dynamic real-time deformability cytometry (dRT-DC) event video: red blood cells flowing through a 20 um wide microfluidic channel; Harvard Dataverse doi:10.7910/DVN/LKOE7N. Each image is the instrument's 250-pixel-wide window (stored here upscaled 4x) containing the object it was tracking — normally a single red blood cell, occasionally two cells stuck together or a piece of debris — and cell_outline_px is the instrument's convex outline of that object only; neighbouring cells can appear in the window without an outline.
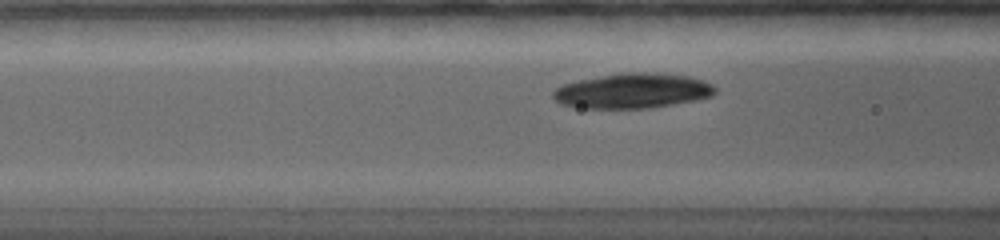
{"species": "common noctule bat (a hibernating species)", "species_latin": "Nyctalus noctula", "temperature_condition": "warm", "stored_images_in_passage": 53, "camera_frame_rate_fps": 5000, "um_per_image_px": 0.085, "animal": {"sex": "female", "body_mass_g": 19.0, "forearm_length_mm": 56.7}, "frame": {"image": 1, "passage_image": 18, "time_ms": 3.4, "image_size_px": [1000, 240], "cell_outline_px": [[712, 92], [708, 96], [668, 104], [640, 108], [588, 108], [568, 104], [556, 100], [556, 88], [564, 84], [580, 80], [628, 72], [652, 72], [688, 76], [700, 80], [708, 84], [712, 88]], "centroid_in_image_um": [53.73, 7.7], "position_along_channel_um": 112.9, "area_um2": 31.27}}
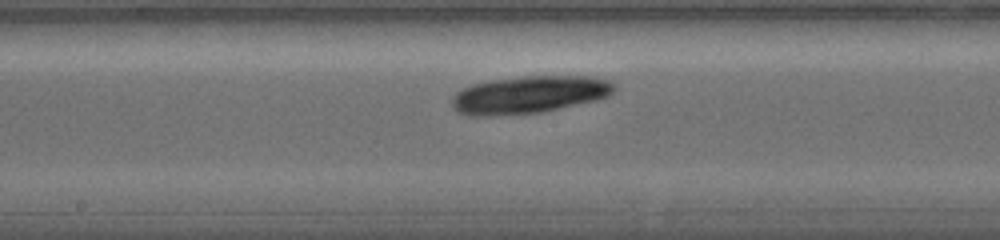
{"frame": {"image": 2, "passage_image": 30, "time_ms": 5.8, "image_size_px": [1000, 240], "cell_outline_px": [[612, 92], [608, 96], [592, 100], [536, 112], [484, 116], [460, 112], [452, 104], [452, 100], [464, 88], [472, 84], [492, 80], [524, 76], [592, 76], [608, 80], [612, 84]], "centroid_in_image_um": [44.98, 8.01], "position_along_channel_um": 203.2, "area_um2": 34.04}}
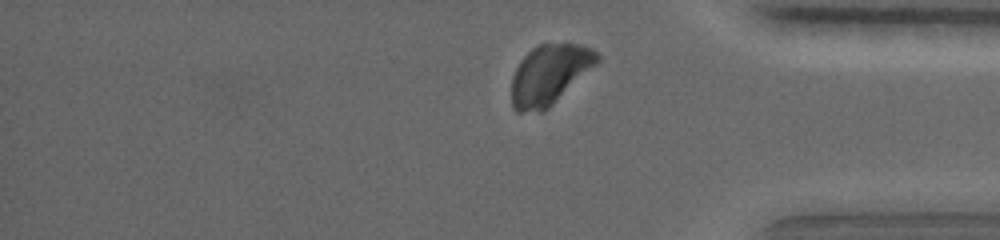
{"frame": {"image": 3, "passage_image": 50, "time_ms": 11.0, "image_size_px": [1000, 240], "cell_outline_px": [[600, 60], [596, 64], [544, 112], [516, 112], [512, 108], [512, 76], [520, 60], [532, 48], [540, 44], [584, 44], [592, 48], [600, 56]], "centroid_in_image_um": [46.69, 6.34], "position_along_channel_um": 388.5, "area_um2": 29.77}}